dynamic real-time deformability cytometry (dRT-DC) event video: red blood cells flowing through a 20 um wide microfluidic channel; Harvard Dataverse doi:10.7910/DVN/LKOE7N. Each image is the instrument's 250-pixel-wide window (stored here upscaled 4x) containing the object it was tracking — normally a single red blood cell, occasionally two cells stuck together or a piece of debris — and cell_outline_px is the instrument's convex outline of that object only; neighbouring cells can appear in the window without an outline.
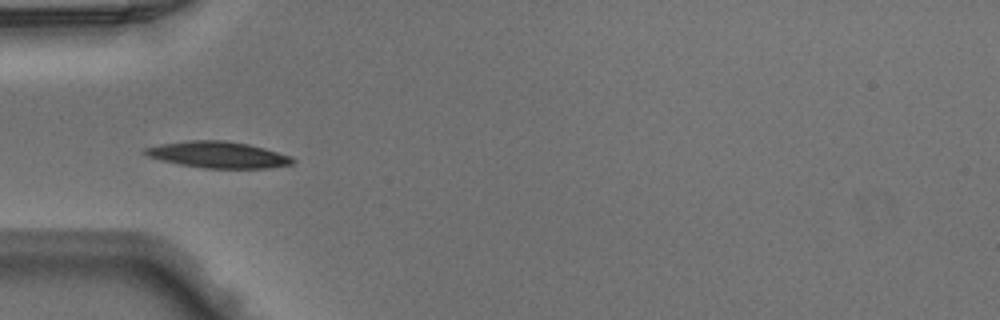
{"species": "Egyptian fruit bat (a non-hibernating species)", "species_latin": "Rousettus aegyptiacus", "temperature_condition": "warm", "stored_images_in_passage": 19, "camera_frame_rate_fps": 3000, "um_per_image_px": 0.085, "animal": {"sex": "male"}, "frame": {"image": 1, "passage_image": 2, "time_ms": 0.333, "image_size_px": [1000, 320], "cell_outline_px": [[296, 160], [292, 164], [264, 168], [204, 168], [180, 164], [160, 160], [148, 156], [140, 152], [144, 148], [160, 144], [188, 140], [224, 140], [248, 144], [264, 148], [292, 156]], "centroid_in_image_um": [18.51, 13.14], "position_along_channel_um": 66.5, "area_um2": 22.72}}
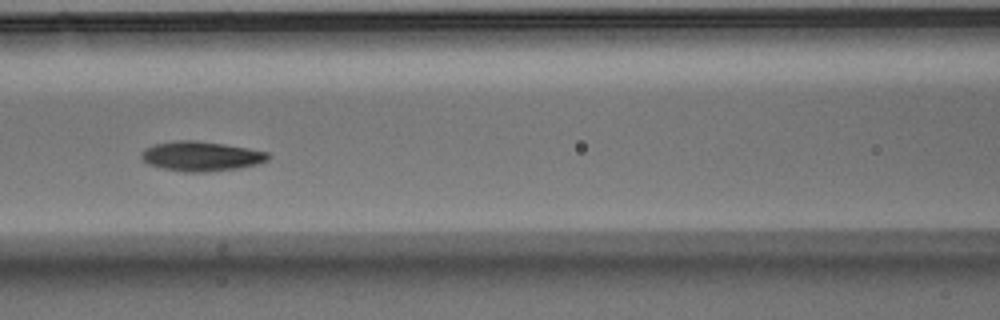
{"frame": {"image": 2, "passage_image": 8, "time_ms": 2.333, "image_size_px": [1000, 320], "cell_outline_px": [[272, 156], [268, 160], [256, 164], [240, 168], [204, 172], [184, 172], [164, 168], [148, 164], [140, 156], [140, 152], [144, 148], [152, 144], [176, 140], [196, 140], [224, 144], [248, 148], [268, 152]], "centroid_in_image_um": [17.08, 13.27], "position_along_channel_um": 149.5, "area_um2": 22.08}}
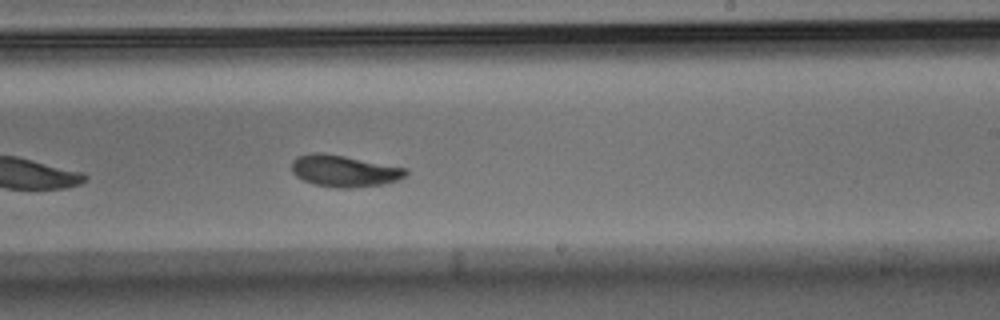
{"frame": {"image": 3, "passage_image": 16, "time_ms": 5.0, "image_size_px": [1000, 320], "cell_outline_px": [[408, 172], [404, 176], [396, 180], [384, 184], [352, 188], [336, 188], [312, 184], [296, 176], [292, 172], [292, 160], [296, 156], [312, 152], [316, 152], [344, 156], [408, 168]], "centroid_in_image_um": [29.23, 14.53], "position_along_channel_um": 259.8, "area_um2": 21.1}}